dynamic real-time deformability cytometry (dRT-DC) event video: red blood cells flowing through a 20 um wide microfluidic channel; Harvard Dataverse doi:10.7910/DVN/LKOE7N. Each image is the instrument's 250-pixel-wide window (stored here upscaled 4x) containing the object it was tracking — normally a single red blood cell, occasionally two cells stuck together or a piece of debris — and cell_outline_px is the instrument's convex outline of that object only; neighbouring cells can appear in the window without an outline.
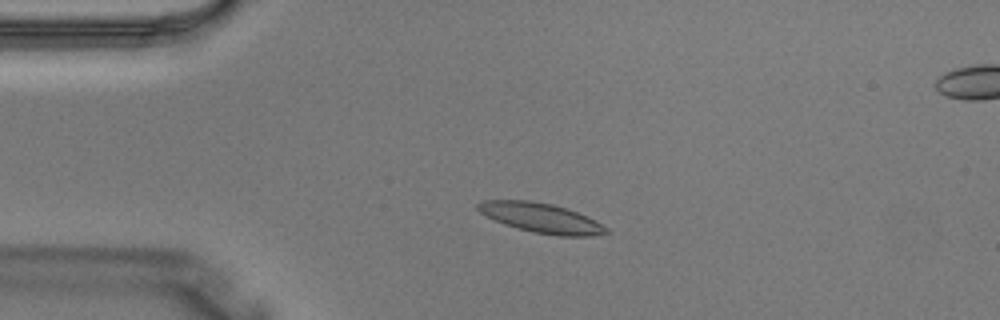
{"species": "Egyptian fruit bat (a non-hibernating species)", "species_latin": "Rousettus aegyptiacus", "temperature_condition": "warm", "stored_images_in_passage": 3, "camera_frame_rate_fps": 3000, "um_per_image_px": 0.085, "animal": {"sex": "male"}, "frame": {"image": 1, "passage_image": 2, "time_ms": 0.333, "image_size_px": [1000, 320], "cell_outline_px": [[612, 232], [592, 236], [556, 236], [532, 232], [504, 224], [480, 212], [476, 208], [476, 204], [484, 200], [528, 200], [552, 204], [576, 212], [608, 228]], "centroid_in_image_um": [45.98, 18.53], "position_along_channel_um": 39.0, "area_um2": 21.91}}